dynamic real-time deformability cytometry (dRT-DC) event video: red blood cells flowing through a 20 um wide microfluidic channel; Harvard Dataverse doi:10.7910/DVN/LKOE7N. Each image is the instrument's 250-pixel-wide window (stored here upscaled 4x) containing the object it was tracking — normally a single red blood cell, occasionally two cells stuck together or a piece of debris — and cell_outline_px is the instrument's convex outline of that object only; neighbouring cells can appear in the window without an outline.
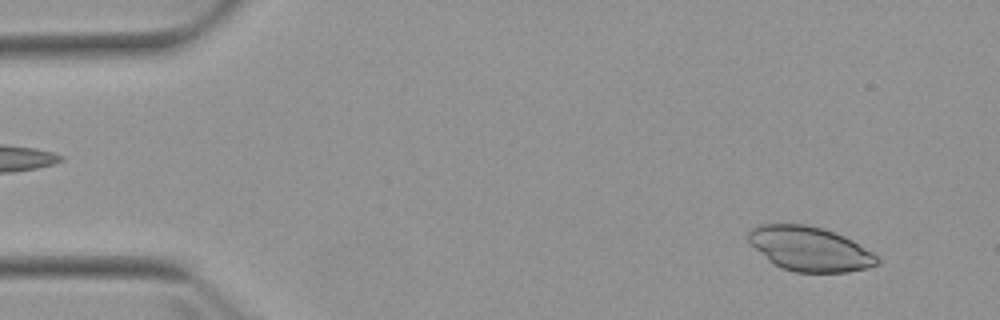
{"species": "Egyptian fruit bat (a non-hibernating species)", "species_latin": "Rousettus aegyptiacus", "temperature_condition": "warm", "stored_images_in_passage": 4, "camera_frame_rate_fps": 3000, "um_per_image_px": 0.085, "animal": {"sex": "female"}, "frame": {"image": 1, "passage_image": 1, "time_ms": 0.0, "image_size_px": [1000, 320], "cell_outline_px": [[880, 264], [868, 268], [848, 272], [796, 272], [780, 268], [768, 260], [748, 244], [748, 232], [756, 224], [804, 224], [824, 228], [844, 236], [852, 240], [872, 252], [880, 260]], "centroid_in_image_um": [68.8, 21.15], "position_along_channel_um": 16.2, "area_um2": 33.64}}
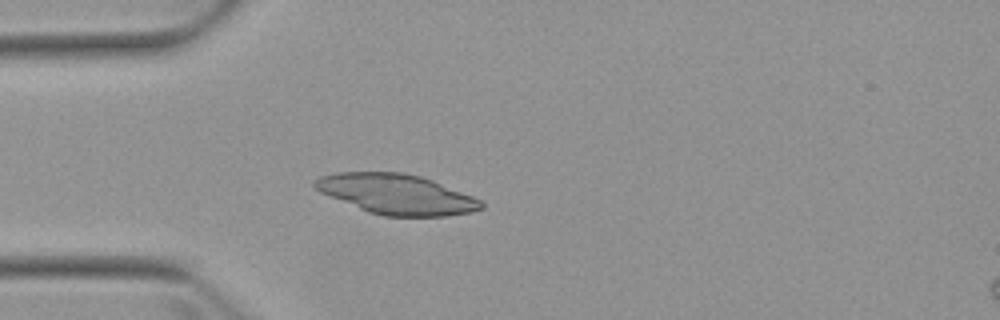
{"frame": {"image": 2, "passage_image": 4, "time_ms": 3.333, "image_size_px": [1000, 320], "cell_outline_px": [[484, 208], [472, 212], [448, 216], [384, 216], [368, 212], [320, 192], [312, 184], [312, 180], [320, 176], [336, 172], [400, 172], [420, 176], [432, 180], [472, 196], [480, 200], [484, 204]], "centroid_in_image_um": [33.69, 16.5], "position_along_channel_um": 51.3, "area_um2": 38.73}}